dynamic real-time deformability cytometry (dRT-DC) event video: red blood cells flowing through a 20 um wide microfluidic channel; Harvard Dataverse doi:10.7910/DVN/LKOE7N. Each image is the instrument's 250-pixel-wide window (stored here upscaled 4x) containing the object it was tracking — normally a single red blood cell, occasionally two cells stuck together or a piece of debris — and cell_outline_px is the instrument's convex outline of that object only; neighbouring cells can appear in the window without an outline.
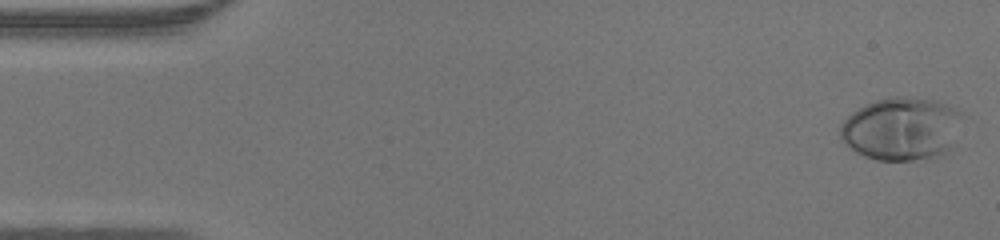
{"species": "human", "species_latin": "Homo sapiens", "temperature_condition": "warm", "stored_images_in_passage": 46, "camera_frame_rate_fps": 3000, "um_per_image_px": 0.085, "donor": {"sex": "male"}, "frame": {"image": 1, "passage_image": 1, "time_ms": 0.0, "image_size_px": [1000, 240], "cell_outline_px": [[968, 116], [948, 148], [944, 152], [936, 156], [912, 160], [876, 160], [864, 156], [856, 152], [844, 144], [840, 140], [840, 124], [852, 112], [876, 100], [896, 96], [908, 96], [936, 100], [948, 104], [964, 112]], "centroid_in_image_um": [76.67, 10.92], "position_along_channel_um": 8.3, "area_um2": 45.32}}
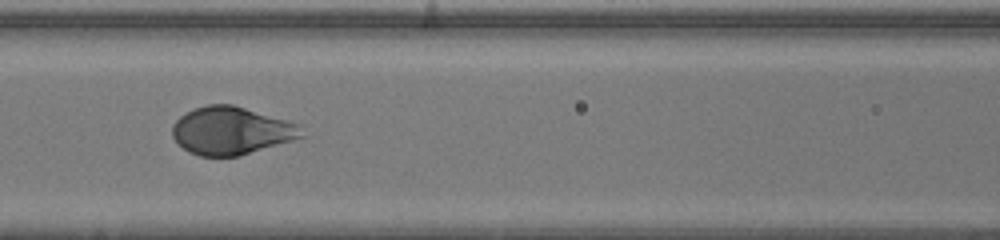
{"frame": {"image": 2, "passage_image": 20, "time_ms": 6.333, "image_size_px": [1000, 240], "cell_outline_px": [[308, 136], [240, 156], [200, 156], [188, 152], [172, 136], [172, 124], [180, 116], [196, 108], [208, 104], [232, 104], [288, 120], [300, 124]], "centroid_in_image_um": [19.72, 11.11], "position_along_channel_um": 146.9, "area_um2": 36.3}}
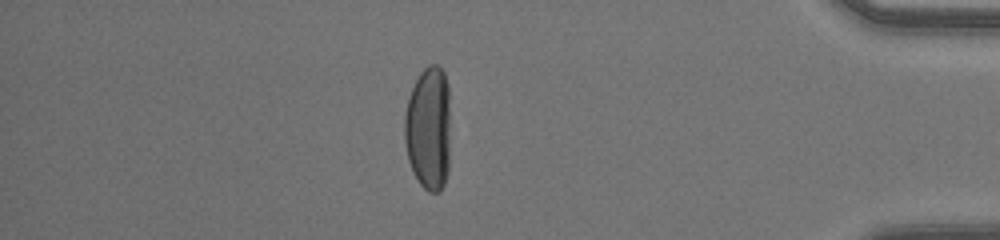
{"frame": {"image": 3, "passage_image": 40, "time_ms": 13.0, "image_size_px": [1000, 240], "cell_outline_px": [[448, 172], [444, 184], [440, 192], [428, 192], [420, 184], [408, 160], [404, 140], [404, 116], [408, 96], [420, 72], [428, 64], [436, 64], [444, 72], [448, 84]], "centroid_in_image_um": [36.4, 10.9], "position_along_channel_um": 398.8, "area_um2": 33.18}}